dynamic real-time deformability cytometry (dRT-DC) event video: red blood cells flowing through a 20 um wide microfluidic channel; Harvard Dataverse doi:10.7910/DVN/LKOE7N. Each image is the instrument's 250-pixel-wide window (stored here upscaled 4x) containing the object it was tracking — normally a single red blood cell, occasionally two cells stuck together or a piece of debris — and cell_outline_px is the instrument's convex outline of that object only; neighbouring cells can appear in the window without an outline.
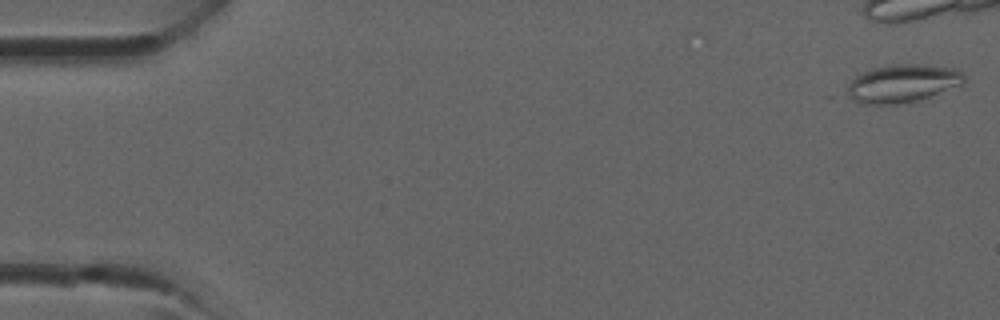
{"species": "common noctule bat (a hibernating species)", "species_latin": "Nyctalus noctula", "temperature_condition": "room temperature", "stored_images_in_passage": 10, "camera_frame_rate_fps": 3000, "um_per_image_px": 0.085, "animal": {"sex": "male", "forearm_length_mm": 52.5}, "frame": {"image": 1, "passage_image": 1, "time_ms": 0.0, "image_size_px": [1000, 320], "cell_outline_px": [[964, 84], [916, 100], [896, 104], [868, 104], [852, 100], [844, 96], [848, 84], [856, 76], [872, 68], [892, 64], [920, 64], [952, 68], [960, 72], [964, 76]], "centroid_in_image_um": [76.65, 7.09], "position_along_channel_um": 8.4, "area_um2": 25.66}}